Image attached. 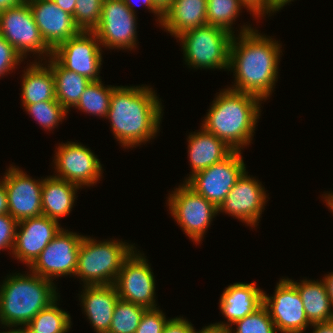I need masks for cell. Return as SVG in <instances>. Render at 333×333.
<instances>
[{
    "mask_svg": "<svg viewBox=\"0 0 333 333\" xmlns=\"http://www.w3.org/2000/svg\"><path fill=\"white\" fill-rule=\"evenodd\" d=\"M273 39L250 25L241 26L230 45L228 70L234 73L235 83L229 89L255 95L262 101L272 95L282 53L281 44Z\"/></svg>",
    "mask_w": 333,
    "mask_h": 333,
    "instance_id": "6da1fadb",
    "label": "cell"
},
{
    "mask_svg": "<svg viewBox=\"0 0 333 333\" xmlns=\"http://www.w3.org/2000/svg\"><path fill=\"white\" fill-rule=\"evenodd\" d=\"M155 93L145 85L113 88L106 119L124 148L140 146L157 136L163 107Z\"/></svg>",
    "mask_w": 333,
    "mask_h": 333,
    "instance_id": "7a4b0ae2",
    "label": "cell"
},
{
    "mask_svg": "<svg viewBox=\"0 0 333 333\" xmlns=\"http://www.w3.org/2000/svg\"><path fill=\"white\" fill-rule=\"evenodd\" d=\"M262 100L229 88L220 90L202 121V128L223 140L232 150L241 151L251 143Z\"/></svg>",
    "mask_w": 333,
    "mask_h": 333,
    "instance_id": "3957f363",
    "label": "cell"
},
{
    "mask_svg": "<svg viewBox=\"0 0 333 333\" xmlns=\"http://www.w3.org/2000/svg\"><path fill=\"white\" fill-rule=\"evenodd\" d=\"M29 271L30 274L7 275L0 285V324L5 328H24L39 311L60 297L53 281Z\"/></svg>",
    "mask_w": 333,
    "mask_h": 333,
    "instance_id": "277c9868",
    "label": "cell"
},
{
    "mask_svg": "<svg viewBox=\"0 0 333 333\" xmlns=\"http://www.w3.org/2000/svg\"><path fill=\"white\" fill-rule=\"evenodd\" d=\"M119 240L97 241L84 236L78 253L76 273L86 285H114L122 263L136 248Z\"/></svg>",
    "mask_w": 333,
    "mask_h": 333,
    "instance_id": "5b68a950",
    "label": "cell"
},
{
    "mask_svg": "<svg viewBox=\"0 0 333 333\" xmlns=\"http://www.w3.org/2000/svg\"><path fill=\"white\" fill-rule=\"evenodd\" d=\"M234 34L219 26L203 25L176 38L181 41L184 61L194 69H227Z\"/></svg>",
    "mask_w": 333,
    "mask_h": 333,
    "instance_id": "8992f818",
    "label": "cell"
},
{
    "mask_svg": "<svg viewBox=\"0 0 333 333\" xmlns=\"http://www.w3.org/2000/svg\"><path fill=\"white\" fill-rule=\"evenodd\" d=\"M169 211L185 234L196 244L200 243L218 208L205 197L198 194L183 181L168 196Z\"/></svg>",
    "mask_w": 333,
    "mask_h": 333,
    "instance_id": "52a82bcc",
    "label": "cell"
},
{
    "mask_svg": "<svg viewBox=\"0 0 333 333\" xmlns=\"http://www.w3.org/2000/svg\"><path fill=\"white\" fill-rule=\"evenodd\" d=\"M0 34L26 59L27 54L38 55L42 62L53 50L45 43L27 1L0 11ZM37 53V54H36ZM47 55V56H46Z\"/></svg>",
    "mask_w": 333,
    "mask_h": 333,
    "instance_id": "ba28073f",
    "label": "cell"
},
{
    "mask_svg": "<svg viewBox=\"0 0 333 333\" xmlns=\"http://www.w3.org/2000/svg\"><path fill=\"white\" fill-rule=\"evenodd\" d=\"M241 154V151L233 150L223 160L196 172L186 183L219 208L237 179L246 170Z\"/></svg>",
    "mask_w": 333,
    "mask_h": 333,
    "instance_id": "9c48e42d",
    "label": "cell"
},
{
    "mask_svg": "<svg viewBox=\"0 0 333 333\" xmlns=\"http://www.w3.org/2000/svg\"><path fill=\"white\" fill-rule=\"evenodd\" d=\"M135 248L124 260L114 282L120 299L147 309L156 307L155 276L144 254Z\"/></svg>",
    "mask_w": 333,
    "mask_h": 333,
    "instance_id": "30bf717a",
    "label": "cell"
},
{
    "mask_svg": "<svg viewBox=\"0 0 333 333\" xmlns=\"http://www.w3.org/2000/svg\"><path fill=\"white\" fill-rule=\"evenodd\" d=\"M102 51L100 41L93 31H80L59 44L53 50L52 56L65 69L83 75L91 81H100Z\"/></svg>",
    "mask_w": 333,
    "mask_h": 333,
    "instance_id": "8fae6325",
    "label": "cell"
},
{
    "mask_svg": "<svg viewBox=\"0 0 333 333\" xmlns=\"http://www.w3.org/2000/svg\"><path fill=\"white\" fill-rule=\"evenodd\" d=\"M136 19L123 0H104L101 19L93 32L101 47L133 50L138 44Z\"/></svg>",
    "mask_w": 333,
    "mask_h": 333,
    "instance_id": "7c38bea8",
    "label": "cell"
},
{
    "mask_svg": "<svg viewBox=\"0 0 333 333\" xmlns=\"http://www.w3.org/2000/svg\"><path fill=\"white\" fill-rule=\"evenodd\" d=\"M83 237V235L62 228L40 253L29 270L51 281L60 276H74Z\"/></svg>",
    "mask_w": 333,
    "mask_h": 333,
    "instance_id": "4fadbf2b",
    "label": "cell"
},
{
    "mask_svg": "<svg viewBox=\"0 0 333 333\" xmlns=\"http://www.w3.org/2000/svg\"><path fill=\"white\" fill-rule=\"evenodd\" d=\"M54 154L57 178L82 186L95 185L102 178V165L97 156L81 143H61ZM101 177V178H100Z\"/></svg>",
    "mask_w": 333,
    "mask_h": 333,
    "instance_id": "5bb4252c",
    "label": "cell"
},
{
    "mask_svg": "<svg viewBox=\"0 0 333 333\" xmlns=\"http://www.w3.org/2000/svg\"><path fill=\"white\" fill-rule=\"evenodd\" d=\"M273 296L263 292V305L268 310L277 332L303 333L309 325L301 296L296 286L289 280H279Z\"/></svg>",
    "mask_w": 333,
    "mask_h": 333,
    "instance_id": "9a60e30c",
    "label": "cell"
},
{
    "mask_svg": "<svg viewBox=\"0 0 333 333\" xmlns=\"http://www.w3.org/2000/svg\"><path fill=\"white\" fill-rule=\"evenodd\" d=\"M268 198L259 180L245 170L218 208V212L237 218L248 226L257 227Z\"/></svg>",
    "mask_w": 333,
    "mask_h": 333,
    "instance_id": "2e32d148",
    "label": "cell"
},
{
    "mask_svg": "<svg viewBox=\"0 0 333 333\" xmlns=\"http://www.w3.org/2000/svg\"><path fill=\"white\" fill-rule=\"evenodd\" d=\"M4 173L8 199L9 215L17 222L43 215L42 213V180L31 178L27 173L11 165Z\"/></svg>",
    "mask_w": 333,
    "mask_h": 333,
    "instance_id": "e0dca14e",
    "label": "cell"
},
{
    "mask_svg": "<svg viewBox=\"0 0 333 333\" xmlns=\"http://www.w3.org/2000/svg\"><path fill=\"white\" fill-rule=\"evenodd\" d=\"M61 229L57 220L45 215L19 221L12 250L13 257L29 268Z\"/></svg>",
    "mask_w": 333,
    "mask_h": 333,
    "instance_id": "ac0fdd59",
    "label": "cell"
},
{
    "mask_svg": "<svg viewBox=\"0 0 333 333\" xmlns=\"http://www.w3.org/2000/svg\"><path fill=\"white\" fill-rule=\"evenodd\" d=\"M27 2L42 38L52 50L80 32L73 16L63 11L53 0Z\"/></svg>",
    "mask_w": 333,
    "mask_h": 333,
    "instance_id": "d6986e66",
    "label": "cell"
},
{
    "mask_svg": "<svg viewBox=\"0 0 333 333\" xmlns=\"http://www.w3.org/2000/svg\"><path fill=\"white\" fill-rule=\"evenodd\" d=\"M255 282H237L225 287L220 297L219 307L227 323H214L213 326L227 330L235 321L254 312L263 304V290Z\"/></svg>",
    "mask_w": 333,
    "mask_h": 333,
    "instance_id": "ffe728a7",
    "label": "cell"
},
{
    "mask_svg": "<svg viewBox=\"0 0 333 333\" xmlns=\"http://www.w3.org/2000/svg\"><path fill=\"white\" fill-rule=\"evenodd\" d=\"M81 291L82 309L96 333H108L119 299L114 285H86Z\"/></svg>",
    "mask_w": 333,
    "mask_h": 333,
    "instance_id": "44dd1931",
    "label": "cell"
},
{
    "mask_svg": "<svg viewBox=\"0 0 333 333\" xmlns=\"http://www.w3.org/2000/svg\"><path fill=\"white\" fill-rule=\"evenodd\" d=\"M188 158L191 166V174L186 182L196 172L206 169L226 158L233 150L214 134L201 130L190 133L188 136Z\"/></svg>",
    "mask_w": 333,
    "mask_h": 333,
    "instance_id": "7402d4cb",
    "label": "cell"
},
{
    "mask_svg": "<svg viewBox=\"0 0 333 333\" xmlns=\"http://www.w3.org/2000/svg\"><path fill=\"white\" fill-rule=\"evenodd\" d=\"M207 24V0H173L164 13L162 28L173 37Z\"/></svg>",
    "mask_w": 333,
    "mask_h": 333,
    "instance_id": "603a6c76",
    "label": "cell"
},
{
    "mask_svg": "<svg viewBox=\"0 0 333 333\" xmlns=\"http://www.w3.org/2000/svg\"><path fill=\"white\" fill-rule=\"evenodd\" d=\"M80 187L55 176H47L42 184V213L59 220L71 213Z\"/></svg>",
    "mask_w": 333,
    "mask_h": 333,
    "instance_id": "cb8c5ba5",
    "label": "cell"
},
{
    "mask_svg": "<svg viewBox=\"0 0 333 333\" xmlns=\"http://www.w3.org/2000/svg\"><path fill=\"white\" fill-rule=\"evenodd\" d=\"M22 74V104H34L42 101H57L55 80L51 67L40 61L30 62Z\"/></svg>",
    "mask_w": 333,
    "mask_h": 333,
    "instance_id": "d4e9b609",
    "label": "cell"
},
{
    "mask_svg": "<svg viewBox=\"0 0 333 333\" xmlns=\"http://www.w3.org/2000/svg\"><path fill=\"white\" fill-rule=\"evenodd\" d=\"M297 288L310 324L333 320V306L323 280L289 279ZM332 307V308H331Z\"/></svg>",
    "mask_w": 333,
    "mask_h": 333,
    "instance_id": "484cf974",
    "label": "cell"
},
{
    "mask_svg": "<svg viewBox=\"0 0 333 333\" xmlns=\"http://www.w3.org/2000/svg\"><path fill=\"white\" fill-rule=\"evenodd\" d=\"M46 63L51 67L54 76L56 100L69 112L70 107L77 105L81 94L92 81L65 69L53 56L49 57Z\"/></svg>",
    "mask_w": 333,
    "mask_h": 333,
    "instance_id": "4316f807",
    "label": "cell"
},
{
    "mask_svg": "<svg viewBox=\"0 0 333 333\" xmlns=\"http://www.w3.org/2000/svg\"><path fill=\"white\" fill-rule=\"evenodd\" d=\"M58 298L39 311L23 328L24 333H67L71 328V316L58 307Z\"/></svg>",
    "mask_w": 333,
    "mask_h": 333,
    "instance_id": "83f0119b",
    "label": "cell"
},
{
    "mask_svg": "<svg viewBox=\"0 0 333 333\" xmlns=\"http://www.w3.org/2000/svg\"><path fill=\"white\" fill-rule=\"evenodd\" d=\"M115 86H104L102 81H92L81 94L80 100L74 108L106 118L110 107V99Z\"/></svg>",
    "mask_w": 333,
    "mask_h": 333,
    "instance_id": "f1b7e54d",
    "label": "cell"
},
{
    "mask_svg": "<svg viewBox=\"0 0 333 333\" xmlns=\"http://www.w3.org/2000/svg\"><path fill=\"white\" fill-rule=\"evenodd\" d=\"M147 308L118 299L108 333H135Z\"/></svg>",
    "mask_w": 333,
    "mask_h": 333,
    "instance_id": "f546056e",
    "label": "cell"
},
{
    "mask_svg": "<svg viewBox=\"0 0 333 333\" xmlns=\"http://www.w3.org/2000/svg\"><path fill=\"white\" fill-rule=\"evenodd\" d=\"M244 7L240 0H207V24L222 27L234 34L232 25Z\"/></svg>",
    "mask_w": 333,
    "mask_h": 333,
    "instance_id": "4dcf8cb0",
    "label": "cell"
},
{
    "mask_svg": "<svg viewBox=\"0 0 333 333\" xmlns=\"http://www.w3.org/2000/svg\"><path fill=\"white\" fill-rule=\"evenodd\" d=\"M27 114L31 115L44 130H53L68 111L58 101H42L34 104H22Z\"/></svg>",
    "mask_w": 333,
    "mask_h": 333,
    "instance_id": "1f68e13d",
    "label": "cell"
},
{
    "mask_svg": "<svg viewBox=\"0 0 333 333\" xmlns=\"http://www.w3.org/2000/svg\"><path fill=\"white\" fill-rule=\"evenodd\" d=\"M236 325V330L232 331V326ZM236 331V332H235ZM226 333H277L275 324L270 318L268 310L262 304L251 314L235 321Z\"/></svg>",
    "mask_w": 333,
    "mask_h": 333,
    "instance_id": "d6a6232c",
    "label": "cell"
},
{
    "mask_svg": "<svg viewBox=\"0 0 333 333\" xmlns=\"http://www.w3.org/2000/svg\"><path fill=\"white\" fill-rule=\"evenodd\" d=\"M104 0H77L73 19L80 31H93L101 19Z\"/></svg>",
    "mask_w": 333,
    "mask_h": 333,
    "instance_id": "836d02e7",
    "label": "cell"
},
{
    "mask_svg": "<svg viewBox=\"0 0 333 333\" xmlns=\"http://www.w3.org/2000/svg\"><path fill=\"white\" fill-rule=\"evenodd\" d=\"M169 320L159 307L147 309L135 333H162Z\"/></svg>",
    "mask_w": 333,
    "mask_h": 333,
    "instance_id": "e575fe53",
    "label": "cell"
},
{
    "mask_svg": "<svg viewBox=\"0 0 333 333\" xmlns=\"http://www.w3.org/2000/svg\"><path fill=\"white\" fill-rule=\"evenodd\" d=\"M24 61L16 49L0 34V77L15 70Z\"/></svg>",
    "mask_w": 333,
    "mask_h": 333,
    "instance_id": "d590c367",
    "label": "cell"
},
{
    "mask_svg": "<svg viewBox=\"0 0 333 333\" xmlns=\"http://www.w3.org/2000/svg\"><path fill=\"white\" fill-rule=\"evenodd\" d=\"M18 222L9 214L0 215V251L9 249L12 253Z\"/></svg>",
    "mask_w": 333,
    "mask_h": 333,
    "instance_id": "8d00e7d4",
    "label": "cell"
},
{
    "mask_svg": "<svg viewBox=\"0 0 333 333\" xmlns=\"http://www.w3.org/2000/svg\"><path fill=\"white\" fill-rule=\"evenodd\" d=\"M193 324L183 318V316L171 318L162 333H192L194 331Z\"/></svg>",
    "mask_w": 333,
    "mask_h": 333,
    "instance_id": "74e56055",
    "label": "cell"
},
{
    "mask_svg": "<svg viewBox=\"0 0 333 333\" xmlns=\"http://www.w3.org/2000/svg\"><path fill=\"white\" fill-rule=\"evenodd\" d=\"M123 2L134 14L136 13L134 6H133L134 3L132 2V0H123ZM140 2H142L144 4L143 6H145V8H147L150 12L152 11V13H154V15L155 14L157 15V21L159 22V25L161 26V23L164 18V14L155 6L153 1L152 0H141Z\"/></svg>",
    "mask_w": 333,
    "mask_h": 333,
    "instance_id": "f35d334b",
    "label": "cell"
},
{
    "mask_svg": "<svg viewBox=\"0 0 333 333\" xmlns=\"http://www.w3.org/2000/svg\"><path fill=\"white\" fill-rule=\"evenodd\" d=\"M9 214L7 192L4 181L0 179V215Z\"/></svg>",
    "mask_w": 333,
    "mask_h": 333,
    "instance_id": "ab89813d",
    "label": "cell"
},
{
    "mask_svg": "<svg viewBox=\"0 0 333 333\" xmlns=\"http://www.w3.org/2000/svg\"><path fill=\"white\" fill-rule=\"evenodd\" d=\"M313 327L312 333H333V320L311 324Z\"/></svg>",
    "mask_w": 333,
    "mask_h": 333,
    "instance_id": "60d3db41",
    "label": "cell"
},
{
    "mask_svg": "<svg viewBox=\"0 0 333 333\" xmlns=\"http://www.w3.org/2000/svg\"><path fill=\"white\" fill-rule=\"evenodd\" d=\"M63 11L73 16L77 0H53Z\"/></svg>",
    "mask_w": 333,
    "mask_h": 333,
    "instance_id": "b9f144b4",
    "label": "cell"
},
{
    "mask_svg": "<svg viewBox=\"0 0 333 333\" xmlns=\"http://www.w3.org/2000/svg\"><path fill=\"white\" fill-rule=\"evenodd\" d=\"M322 280L324 281L328 296L330 297V301L333 306V272H330L328 275H325L324 279Z\"/></svg>",
    "mask_w": 333,
    "mask_h": 333,
    "instance_id": "7bdbcfd3",
    "label": "cell"
},
{
    "mask_svg": "<svg viewBox=\"0 0 333 333\" xmlns=\"http://www.w3.org/2000/svg\"><path fill=\"white\" fill-rule=\"evenodd\" d=\"M155 6L164 14L172 5L173 0H152Z\"/></svg>",
    "mask_w": 333,
    "mask_h": 333,
    "instance_id": "ee69618b",
    "label": "cell"
},
{
    "mask_svg": "<svg viewBox=\"0 0 333 333\" xmlns=\"http://www.w3.org/2000/svg\"><path fill=\"white\" fill-rule=\"evenodd\" d=\"M26 0H0V11L10 7L18 6Z\"/></svg>",
    "mask_w": 333,
    "mask_h": 333,
    "instance_id": "f6af8a7d",
    "label": "cell"
},
{
    "mask_svg": "<svg viewBox=\"0 0 333 333\" xmlns=\"http://www.w3.org/2000/svg\"><path fill=\"white\" fill-rule=\"evenodd\" d=\"M192 333H226V331L210 324L208 326H205L204 328L202 327V329L199 331H196L195 329Z\"/></svg>",
    "mask_w": 333,
    "mask_h": 333,
    "instance_id": "bcb514c9",
    "label": "cell"
},
{
    "mask_svg": "<svg viewBox=\"0 0 333 333\" xmlns=\"http://www.w3.org/2000/svg\"><path fill=\"white\" fill-rule=\"evenodd\" d=\"M326 195H324L325 199V203L327 205V207L333 212V192L330 193H325Z\"/></svg>",
    "mask_w": 333,
    "mask_h": 333,
    "instance_id": "7dc6e473",
    "label": "cell"
},
{
    "mask_svg": "<svg viewBox=\"0 0 333 333\" xmlns=\"http://www.w3.org/2000/svg\"><path fill=\"white\" fill-rule=\"evenodd\" d=\"M0 333H24V331H23V328H20L19 327V329H17V328H15V329H10L9 328V331H3V332H0Z\"/></svg>",
    "mask_w": 333,
    "mask_h": 333,
    "instance_id": "c3c4849f",
    "label": "cell"
}]
</instances>
